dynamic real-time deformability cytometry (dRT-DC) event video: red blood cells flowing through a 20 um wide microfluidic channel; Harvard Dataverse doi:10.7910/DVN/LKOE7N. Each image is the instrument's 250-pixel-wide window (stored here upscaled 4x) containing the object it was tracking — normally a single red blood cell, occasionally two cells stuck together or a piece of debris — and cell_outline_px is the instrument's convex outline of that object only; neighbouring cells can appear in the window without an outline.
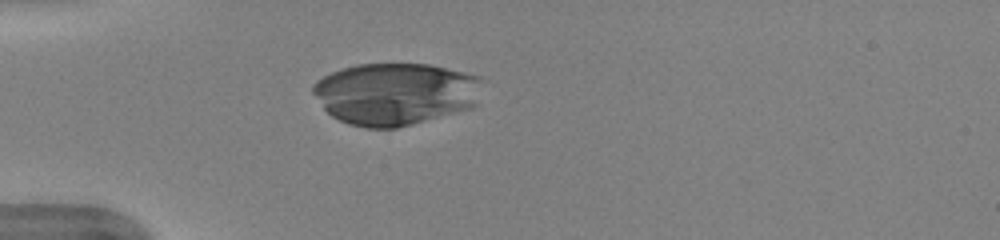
{"species": "human", "species_latin": "Homo sapiens", "temperature_condition": "warm", "stored_images_in_passage": 44, "camera_frame_rate_fps": 3000, "um_per_image_px": 0.085, "donor": {"sex": "female"}, "frame": {"image": 1, "passage_image": 15, "time_ms": 4.667, "image_size_px": [1000, 240], "cell_outline_px": [[480, 80], [476, 104], [472, 108], [412, 124], [396, 128], [364, 128], [348, 124], [332, 116], [324, 108], [312, 92], [312, 84], [316, 80], [332, 72], [356, 64], [428, 64], [464, 72], [480, 76]], "centroid_in_image_um": [33.58, 7.98], "position_along_channel_um": 51.4, "area_um2": 61.27}}
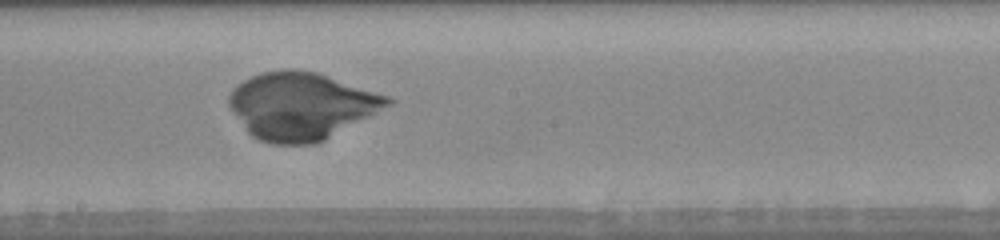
{"frame": {"image": 2, "passage_image": 29, "time_ms": 9.333, "image_size_px": [1000, 240], "cell_outline_px": [[396, 100], [392, 104], [324, 140], [316, 144], [272, 144], [260, 140], [252, 136], [248, 132], [228, 104], [228, 96], [232, 88], [236, 84], [260, 72], [280, 68], [292, 68], [316, 72], [388, 96]], "centroid_in_image_um": [25.58, 8.99], "position_along_channel_um": 222.6, "area_um2": 61.9}}
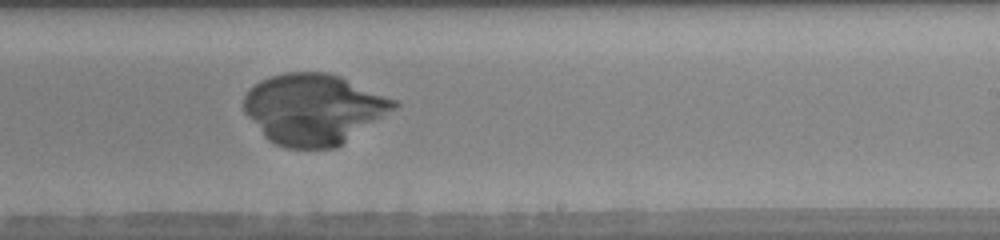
{"frame": {"image": 3, "passage_image": 32, "time_ms": 10.333, "image_size_px": [1000, 240], "cell_outline_px": [[400, 104], [396, 108], [336, 148], [284, 148], [268, 140], [264, 136], [244, 112], [244, 96], [260, 80], [284, 72], [328, 72], [340, 76], [396, 100]], "centroid_in_image_um": [26.65, 9.27], "position_along_channel_um": 262.4, "area_um2": 61.5}}